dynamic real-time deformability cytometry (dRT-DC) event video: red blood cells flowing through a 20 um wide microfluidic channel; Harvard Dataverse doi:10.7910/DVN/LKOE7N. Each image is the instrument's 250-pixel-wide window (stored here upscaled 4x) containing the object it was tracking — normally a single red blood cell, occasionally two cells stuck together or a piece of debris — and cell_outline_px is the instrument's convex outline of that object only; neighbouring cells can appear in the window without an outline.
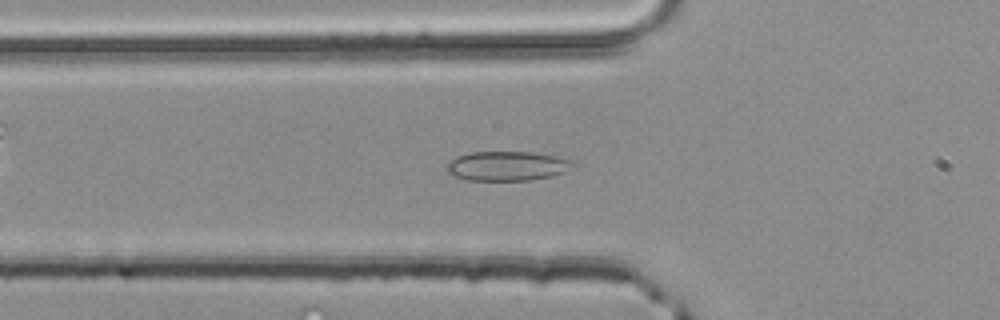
{"species": "common noctule bat (a hibernating species)", "species_latin": "Nyctalus noctula", "temperature_condition": "room temperature", "stored_images_in_passage": 51, "segment_of_instrument_passage": [1, 2], "camera_frame_rate_fps": 3000, "um_per_image_px": 0.085, "animal": {"sex": "male", "body_mass_g": 20.4}, "frame": {"image": 1, "passage_image": 17, "time_ms": 5.333, "image_size_px": [1000, 320], "cell_outline_px": [[572, 164], [564, 172], [552, 176], [532, 180], [468, 180], [456, 176], [448, 172], [444, 168], [456, 156], [468, 152], [532, 152], [556, 156], [568, 160]], "centroid_in_image_um": [43.05, 14.11], "position_along_channel_um": 82.8, "area_um2": 21.39}}
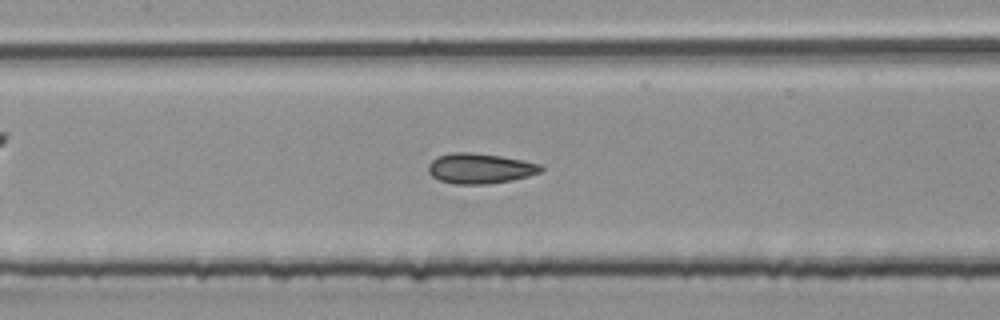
{"frame": {"image": 2, "passage_image": 23, "time_ms": 7.333, "image_size_px": [1000, 320], "cell_outline_px": [[544, 168], [540, 172], [528, 176], [512, 180], [488, 184], [452, 184], [440, 180], [432, 176], [428, 172], [428, 164], [436, 156], [452, 152], [472, 152], [500, 156], [540, 164]], "centroid_in_image_um": [40.76, 14.31], "position_along_channel_um": 166.6, "area_um2": 19.88}}
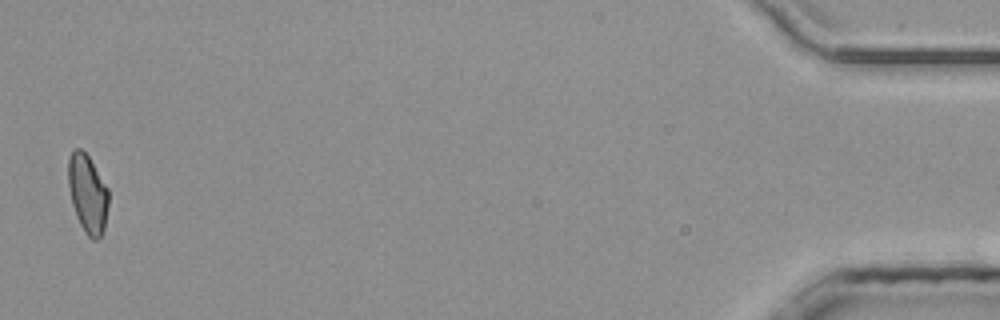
{"frame": {"image": 3, "passage_image": 49, "time_ms": 16.0, "image_size_px": [1000, 320], "cell_outline_px": [[108, 204], [104, 228], [100, 236], [96, 240], [92, 240], [84, 232], [76, 216], [72, 204], [68, 184], [68, 156], [76, 148], [80, 148], [88, 156], [108, 188]], "centroid_in_image_um": [7.43, 16.47], "position_along_channel_um": 427.8, "area_um2": 18.32}}